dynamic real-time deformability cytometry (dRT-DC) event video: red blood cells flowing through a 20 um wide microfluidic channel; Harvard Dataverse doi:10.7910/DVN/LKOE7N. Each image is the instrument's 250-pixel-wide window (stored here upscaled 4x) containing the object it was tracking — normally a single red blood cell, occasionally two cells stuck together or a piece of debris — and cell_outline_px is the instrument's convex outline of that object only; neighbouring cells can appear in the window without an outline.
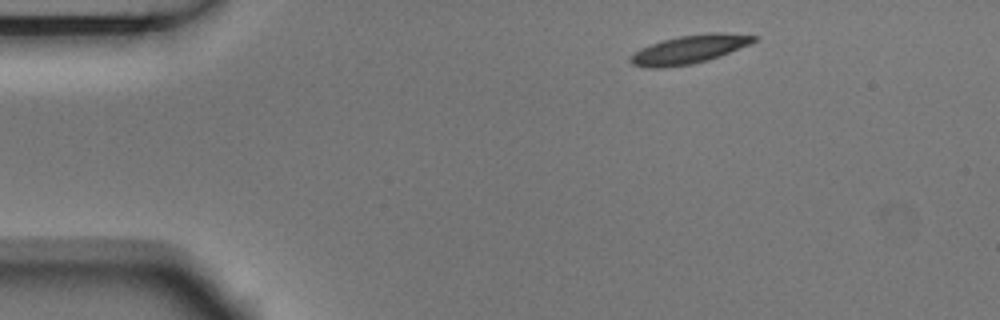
{"species": "Egyptian fruit bat (a non-hibernating species)", "species_latin": "Rousettus aegyptiacus", "temperature_condition": "room temperature", "stored_images_in_passage": 3, "camera_frame_rate_fps": 3000, "um_per_image_px": 0.085, "animal": {"sex": "male"}, "frame": {"image": 1, "passage_image": 1, "time_ms": 0.0, "image_size_px": [1000, 320], "cell_outline_px": [[760, 36], [756, 40], [748, 44], [720, 56], [708, 60], [692, 64], [664, 68], [648, 68], [632, 64], [628, 60], [628, 56], [640, 48], [664, 40], [680, 36], [708, 32], [720, 32]], "centroid_in_image_um": [58.55, 4.2], "position_along_channel_um": 26.4, "area_um2": 20.46}}